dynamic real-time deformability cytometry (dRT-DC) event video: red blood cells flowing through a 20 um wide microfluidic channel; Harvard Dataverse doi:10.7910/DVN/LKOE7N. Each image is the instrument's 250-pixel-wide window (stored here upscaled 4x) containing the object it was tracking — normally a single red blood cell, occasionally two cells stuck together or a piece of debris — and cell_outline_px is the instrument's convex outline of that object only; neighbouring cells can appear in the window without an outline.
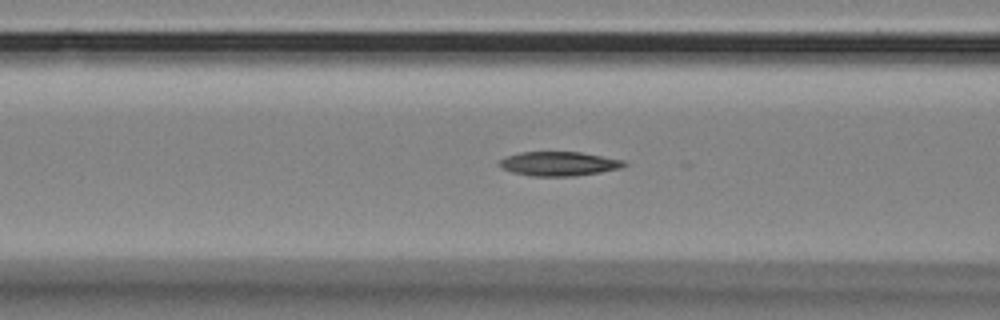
{"species": "Egyptian fruit bat (a non-hibernating species)", "species_latin": "Rousettus aegyptiacus", "temperature_condition": "room temperature", "stored_images_in_passage": 23, "camera_frame_rate_fps": 3000, "um_per_image_px": 0.085, "animal": {"sex": "female"}, "frame": {"image": 1, "passage_image": 13, "time_ms": 4.0, "image_size_px": [1000, 320], "cell_outline_px": [[628, 164], [620, 168], [600, 172], [576, 176], [532, 176], [512, 172], [500, 168], [496, 164], [500, 160], [508, 156], [520, 152], [580, 152], [624, 160]], "centroid_in_image_um": [47.48, 13.92], "position_along_channel_um": 119.1, "area_um2": 17.63}}
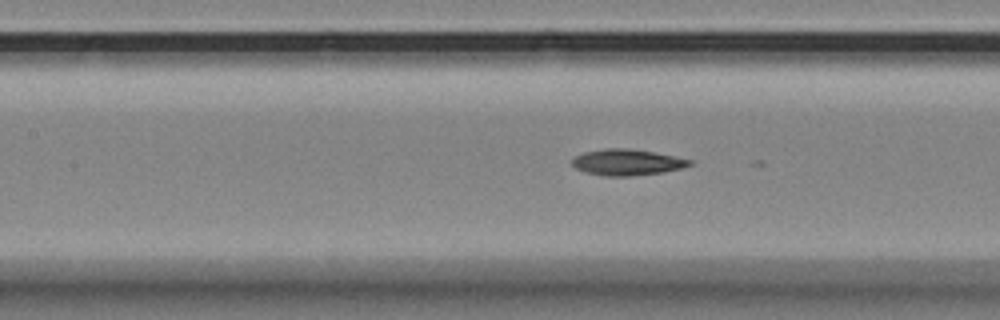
{"frame": {"image": 2, "passage_image": 16, "time_ms": 5.0, "image_size_px": [1000, 320], "cell_outline_px": [[692, 164], [680, 168], [660, 172], [628, 176], [604, 176], [584, 172], [576, 168], [572, 164], [572, 160], [576, 156], [584, 152], [608, 148], [628, 148], [652, 152], [692, 160]], "centroid_in_image_um": [53.25, 13.79], "position_along_channel_um": 154.2, "area_um2": 17.51}}